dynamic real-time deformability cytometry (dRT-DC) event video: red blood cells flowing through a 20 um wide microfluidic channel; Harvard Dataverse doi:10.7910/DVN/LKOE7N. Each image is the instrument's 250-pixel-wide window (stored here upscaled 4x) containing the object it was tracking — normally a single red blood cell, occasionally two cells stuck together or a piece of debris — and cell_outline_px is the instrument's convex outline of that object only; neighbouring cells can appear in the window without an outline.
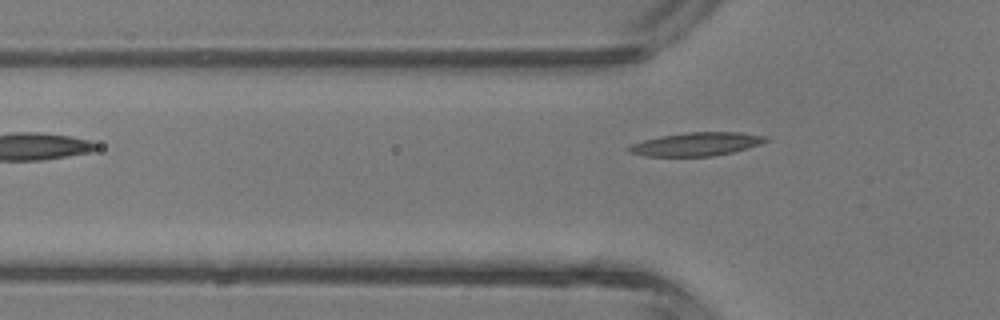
{"species": "common noctule bat (a hibernating species)", "species_latin": "Nyctalus noctula", "temperature_condition": "room temperature", "stored_images_in_passage": 5, "camera_frame_rate_fps": 3000, "um_per_image_px": 0.085, "animal": {"sex": "male", "body_mass_g": 13.3}, "frame": {"image": 1, "passage_image": 4, "time_ms": 3.667, "image_size_px": [1000, 320], "cell_outline_px": [[768, 140], [760, 144], [748, 148], [732, 152], [712, 156], [644, 156], [628, 152], [624, 148], [632, 144], [644, 140], [660, 136], [684, 132], [740, 132], [768, 136]], "centroid_in_image_um": [59.17, 12.24], "position_along_channel_um": 66.6, "area_um2": 18.79}}
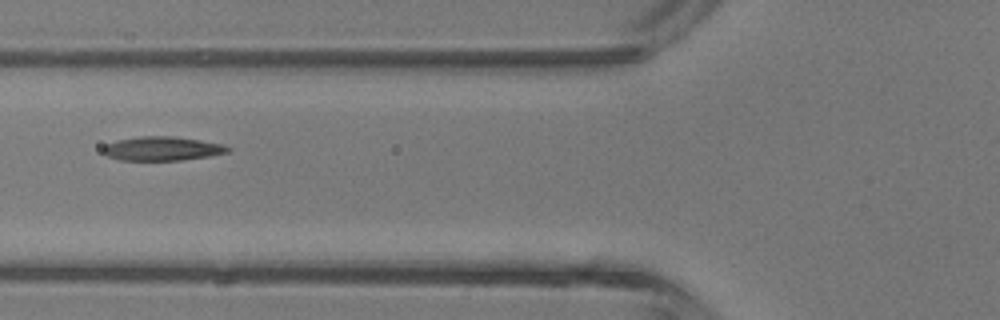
{"frame": {"image": 2, "passage_image": 5, "time_ms": 4.667, "image_size_px": [1000, 320], "cell_outline_px": [[232, 148], [228, 152], [208, 156], [180, 160], [120, 160], [108, 156], [100, 152], [100, 148], [104, 144], [116, 140], [140, 136], [172, 136], [200, 140], [224, 144]], "centroid_in_image_um": [13.73, 12.62], "position_along_channel_um": 112.1, "area_um2": 17.63}}